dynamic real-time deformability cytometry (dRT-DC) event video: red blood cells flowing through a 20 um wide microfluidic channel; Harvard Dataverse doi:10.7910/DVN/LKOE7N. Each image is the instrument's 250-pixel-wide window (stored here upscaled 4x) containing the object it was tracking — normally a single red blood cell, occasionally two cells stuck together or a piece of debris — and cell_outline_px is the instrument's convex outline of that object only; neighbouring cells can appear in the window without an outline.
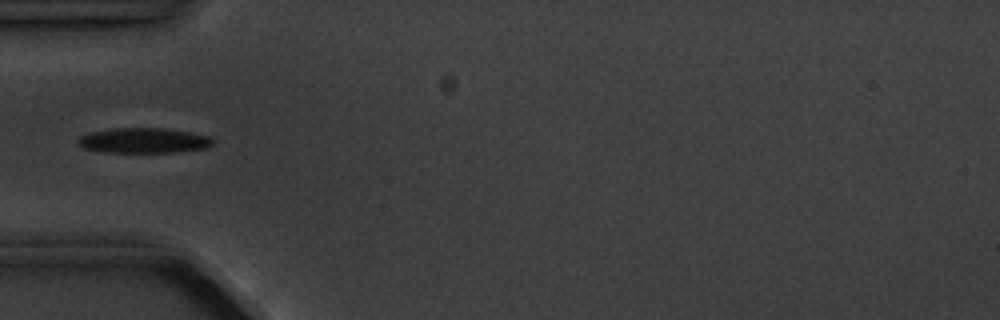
{"species": "common noctule bat (a hibernating species)", "species_latin": "Nyctalus noctula", "temperature_condition": "cold", "stored_images_in_passage": 10, "camera_frame_rate_fps": 3000, "um_per_image_px": 0.085, "animal": {"sex": "male", "body_mass_g": 20.1, "forearm_length_mm": 53.5}, "frame": {"image": 1, "passage_image": 5, "time_ms": 5.667, "image_size_px": [1000, 320], "cell_outline_px": [[212, 144], [204, 148], [176, 152], [104, 152], [84, 148], [76, 140], [80, 136], [88, 132], [112, 128], [164, 128], [188, 132], [208, 136], [212, 140]], "centroid_in_image_um": [12.15, 11.94], "position_along_channel_um": 72.8, "area_um2": 19.59}}